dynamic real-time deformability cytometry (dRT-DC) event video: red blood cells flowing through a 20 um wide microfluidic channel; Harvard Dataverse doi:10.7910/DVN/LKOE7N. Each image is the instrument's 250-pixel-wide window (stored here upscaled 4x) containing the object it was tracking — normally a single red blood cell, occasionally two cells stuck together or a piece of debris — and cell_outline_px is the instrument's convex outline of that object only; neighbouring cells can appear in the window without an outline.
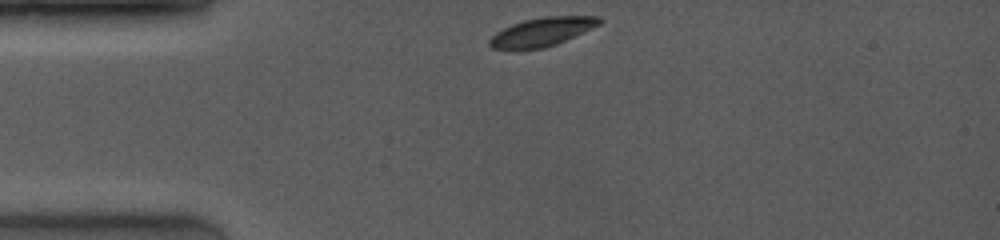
{"species": "common noctule bat (a hibernating species)", "species_latin": "Nyctalus noctula", "temperature_condition": "room temperature", "stored_images_in_passage": 13, "camera_frame_rate_fps": 4000, "um_per_image_px": 0.085, "animal": {"sex": "female", "body_mass_g": 19.0, "forearm_length_mm": 53.3}, "frame": {"image": 1, "passage_image": 1, "time_ms": 0.0, "image_size_px": [1000, 240], "cell_outline_px": [[604, 20], [600, 24], [556, 44], [544, 48], [492, 48], [488, 44], [488, 40], [496, 32], [512, 24], [524, 20], [544, 16], [600, 16]], "centroid_in_image_um": [46.09, 2.68], "position_along_channel_um": 38.9, "area_um2": 17.98}}